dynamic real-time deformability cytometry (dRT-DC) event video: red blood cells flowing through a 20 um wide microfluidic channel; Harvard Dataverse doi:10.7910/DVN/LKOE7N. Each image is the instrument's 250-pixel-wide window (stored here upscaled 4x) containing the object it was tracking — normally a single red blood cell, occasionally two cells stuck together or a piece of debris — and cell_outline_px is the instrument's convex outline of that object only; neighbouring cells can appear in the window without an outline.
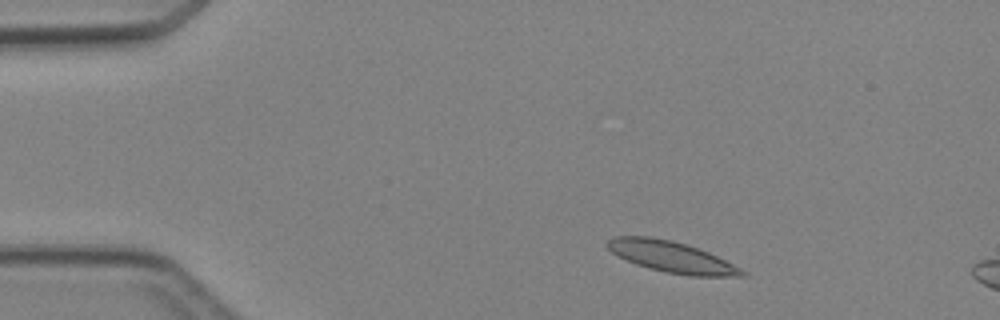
{"species": "Egyptian fruit bat (a non-hibernating species)", "species_latin": "Rousettus aegyptiacus", "temperature_condition": "cold", "stored_images_in_passage": 4, "segment_of_instrument_passage": [1, 2], "camera_frame_rate_fps": 3000, "um_per_image_px": 0.085, "animal": {"sex": "female"}, "frame": {"image": 1, "passage_image": 2, "time_ms": 1.333, "image_size_px": [1000, 320], "cell_outline_px": [[748, 276], [688, 276], [664, 272], [648, 268], [636, 264], [612, 252], [604, 244], [608, 240], [616, 236], [652, 236], [672, 240], [708, 252], [748, 272]], "centroid_in_image_um": [57.07, 21.84], "position_along_channel_um": 27.9, "area_um2": 24.28}}